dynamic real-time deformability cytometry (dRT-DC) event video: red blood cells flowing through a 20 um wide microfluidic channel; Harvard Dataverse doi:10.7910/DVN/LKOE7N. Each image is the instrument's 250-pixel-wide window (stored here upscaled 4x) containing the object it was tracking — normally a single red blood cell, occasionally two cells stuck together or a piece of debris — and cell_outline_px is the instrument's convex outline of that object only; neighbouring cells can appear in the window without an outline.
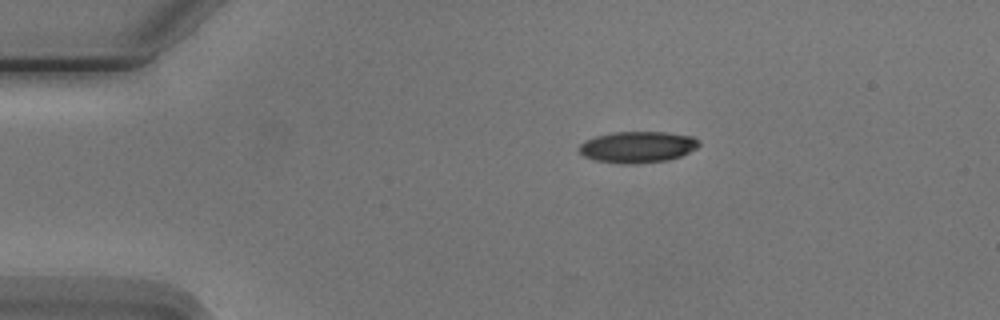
{"species": "Egyptian fruit bat (a non-hibernating species)", "species_latin": "Rousettus aegyptiacus", "temperature_condition": "cold", "stored_images_in_passage": 5, "camera_frame_rate_fps": 3000, "um_per_image_px": 0.085, "animal": {"sex": "male"}, "frame": {"image": 1, "passage_image": 1, "time_ms": 0.0, "image_size_px": [1000, 320], "cell_outline_px": [[700, 144], [696, 148], [680, 156], [668, 160], [636, 164], [620, 164], [596, 160], [584, 156], [580, 152], [580, 144], [584, 140], [596, 136], [612, 132], [668, 132], [692, 136]], "centroid_in_image_um": [54.18, 12.49], "position_along_channel_um": 30.8, "area_um2": 21.85}}
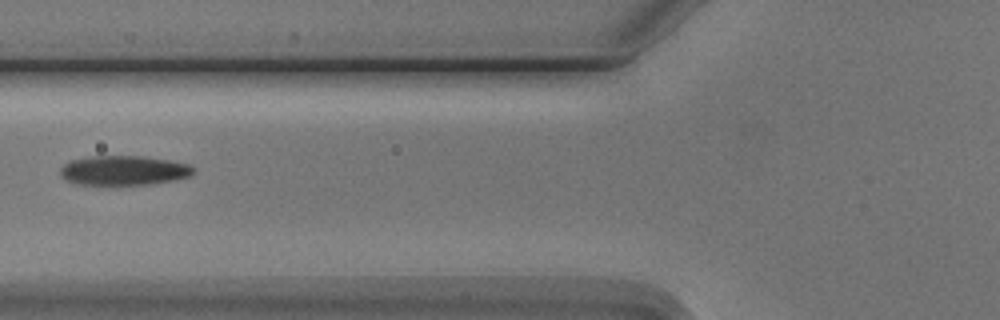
{"frame": {"image": 2, "passage_image": 4, "time_ms": 3.667, "image_size_px": [1000, 320], "cell_outline_px": [[196, 168], [188, 176], [172, 180], [148, 184], [72, 184], [64, 180], [60, 176], [60, 168], [64, 164], [72, 160], [92, 156], [144, 156], [168, 160], [188, 164]], "centroid_in_image_um": [10.46, 14.48], "position_along_channel_um": 115.3, "area_um2": 22.77}}
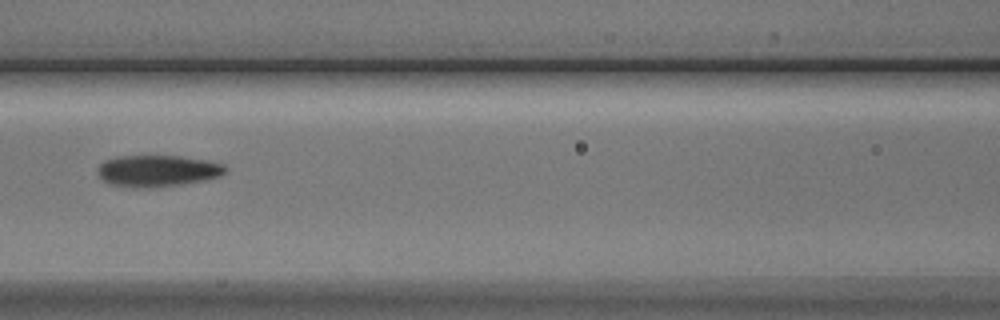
{"frame": {"image": 3, "passage_image": 5, "time_ms": 4.667, "image_size_px": [1000, 320], "cell_outline_px": [[224, 172], [216, 176], [200, 180], [152, 188], [144, 188], [112, 184], [104, 180], [96, 172], [100, 164], [104, 160], [116, 156], [180, 156], [204, 160], [224, 164]], "centroid_in_image_um": [13.3, 14.5], "position_along_channel_um": 153.3, "area_um2": 22.83}}